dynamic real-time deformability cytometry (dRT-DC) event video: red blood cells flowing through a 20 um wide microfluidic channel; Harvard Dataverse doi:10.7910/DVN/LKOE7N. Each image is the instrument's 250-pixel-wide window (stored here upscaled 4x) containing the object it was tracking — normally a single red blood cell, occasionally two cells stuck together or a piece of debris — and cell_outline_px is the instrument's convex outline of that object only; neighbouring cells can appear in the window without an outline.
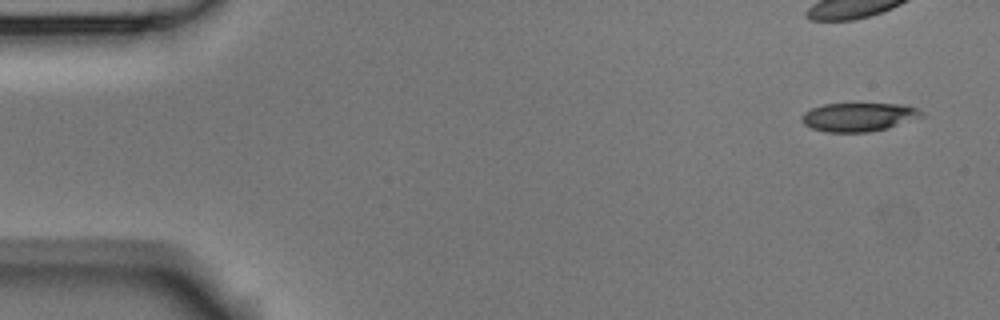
{"species": "Egyptian fruit bat (a non-hibernating species)", "species_latin": "Rousettus aegyptiacus", "temperature_condition": "room temperature", "stored_images_in_passage": 4, "camera_frame_rate_fps": 3000, "um_per_image_px": 0.085, "animal": {"sex": "male"}, "frame": {"image": 1, "passage_image": 1, "time_ms": 0.0, "image_size_px": [1000, 320], "cell_outline_px": [[924, 116], [888, 128], [868, 132], [824, 132], [812, 128], [804, 124], [800, 120], [800, 116], [804, 112], [812, 108], [824, 104], [904, 104], [916, 108], [924, 112]], "centroid_in_image_um": [72.97, 9.95], "position_along_channel_um": 12.0, "area_um2": 20.06}}